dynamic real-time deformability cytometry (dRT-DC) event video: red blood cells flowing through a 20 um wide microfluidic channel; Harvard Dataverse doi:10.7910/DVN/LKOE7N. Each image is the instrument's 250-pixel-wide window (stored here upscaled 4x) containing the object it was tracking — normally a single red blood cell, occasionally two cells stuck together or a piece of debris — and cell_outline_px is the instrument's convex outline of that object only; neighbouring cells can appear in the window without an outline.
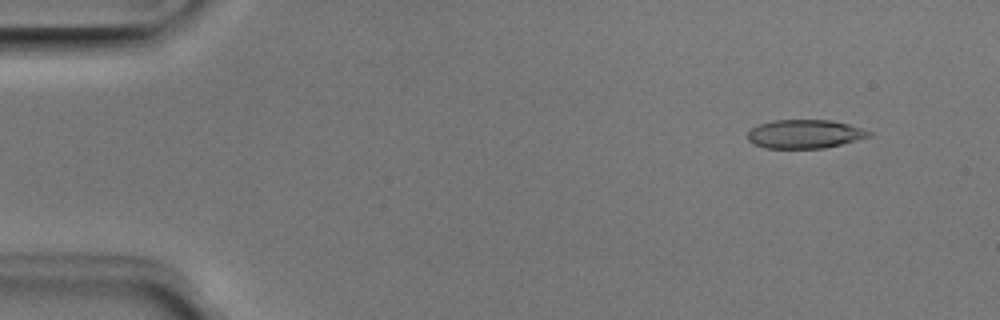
{"species": "Egyptian fruit bat (a non-hibernating species)", "species_latin": "Rousettus aegyptiacus", "temperature_condition": "room temperature", "stored_images_in_passage": 51, "camera_frame_rate_fps": 3000, "um_per_image_px": 0.085, "animal": {"sex": "male"}, "frame": {"image": 1, "passage_image": 5, "time_ms": 1.333, "image_size_px": [1000, 320], "cell_outline_px": [[872, 136], [824, 148], [764, 148], [752, 144], [748, 140], [748, 132], [752, 128], [760, 124], [772, 120], [832, 120], [848, 124], [872, 132]], "centroid_in_image_um": [68.38, 11.39], "position_along_channel_um": 16.6, "area_um2": 20.23}}
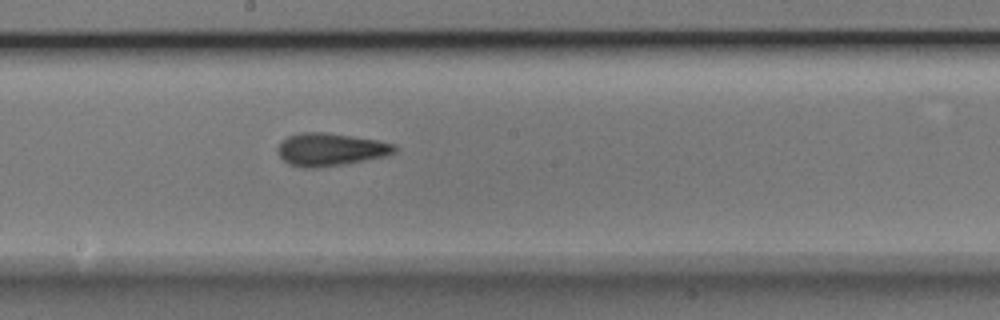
{"frame": {"image": 2, "passage_image": 28, "time_ms": 9.0, "image_size_px": [1000, 320], "cell_outline_px": [[396, 152], [384, 156], [340, 164], [316, 168], [304, 168], [288, 164], [280, 156], [276, 148], [280, 140], [288, 136], [300, 132], [328, 132], [376, 140], [396, 144]], "centroid_in_image_um": [28.03, 12.69], "position_along_channel_um": 220.2, "area_um2": 22.25}}
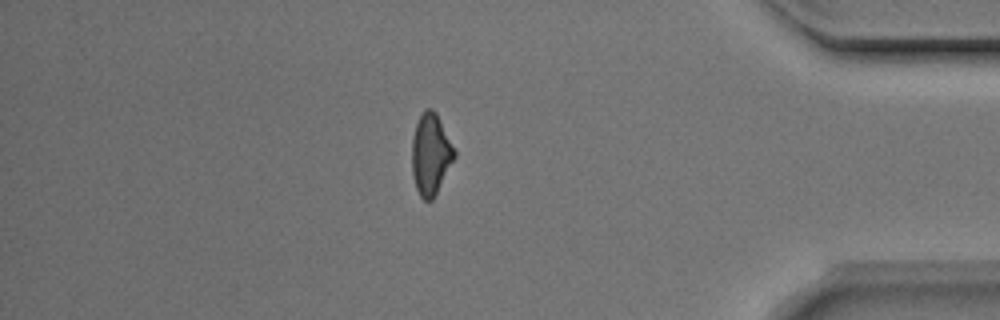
{"frame": {"image": 3, "passage_image": 44, "time_ms": 14.333, "image_size_px": [1000, 320], "cell_outline_px": [[456, 156], [432, 200], [424, 200], [420, 196], [416, 188], [412, 176], [412, 140], [416, 124], [424, 108], [432, 108], [436, 112], [456, 152]], "centroid_in_image_um": [36.6, 13.1], "position_along_channel_um": 398.6, "area_um2": 19.94}}